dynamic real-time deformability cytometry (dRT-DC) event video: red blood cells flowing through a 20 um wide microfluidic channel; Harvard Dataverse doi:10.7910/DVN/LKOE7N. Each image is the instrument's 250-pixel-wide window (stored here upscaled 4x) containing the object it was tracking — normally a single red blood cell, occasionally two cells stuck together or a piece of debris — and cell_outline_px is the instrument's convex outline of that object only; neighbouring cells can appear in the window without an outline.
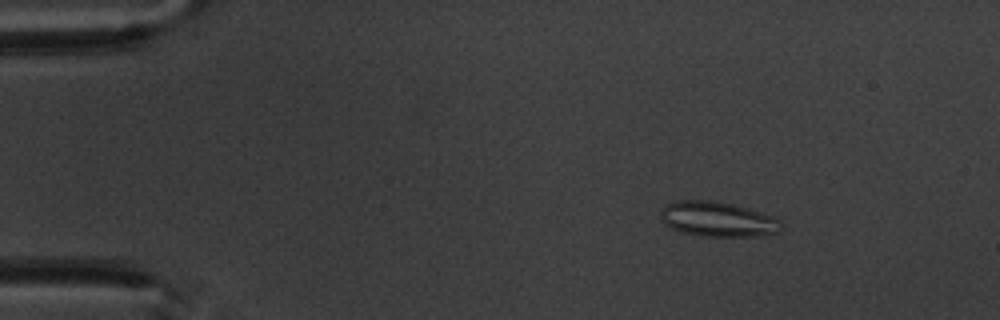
{"species": "common noctule bat (a hibernating species)", "species_latin": "Nyctalus noctula", "temperature_condition": "warm", "stored_images_in_passage": 5, "camera_frame_rate_fps": 3000, "um_per_image_px": 0.085, "animal": {"sex": "male", "body_mass_g": 20.1, "forearm_length_mm": 53.5}, "frame": {"image": 1, "passage_image": 1, "time_ms": 0.0, "image_size_px": [1000, 320], "cell_outline_px": [[780, 224], [776, 232], [768, 236], [704, 236], [684, 232], [672, 228], [660, 216], [660, 208], [664, 204], [676, 200], [716, 200], [748, 208], [776, 216], [780, 220]], "centroid_in_image_um": [61.01, 18.61], "position_along_channel_um": 24.0, "area_um2": 24.62}}
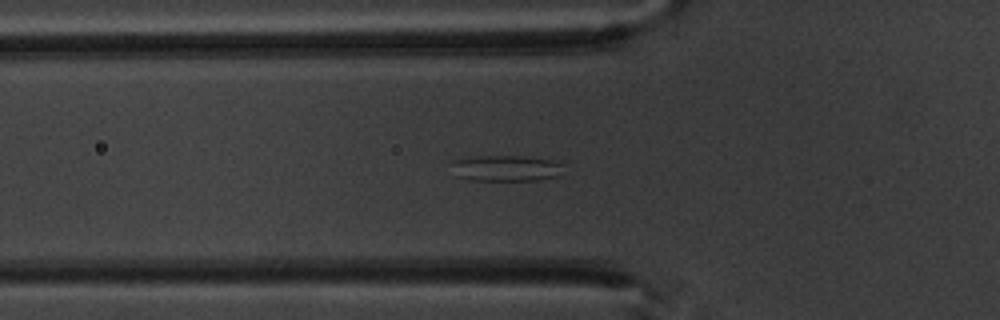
{"frame": {"image": 2, "passage_image": 4, "time_ms": 3.667, "image_size_px": [1000, 320], "cell_outline_px": [[564, 164], [560, 176], [536, 180], [468, 180], [456, 176], [448, 164], [452, 160], [468, 156], [524, 156], [552, 160]], "centroid_in_image_um": [42.94, 14.29], "position_along_channel_um": 82.9, "area_um2": 17.4}}